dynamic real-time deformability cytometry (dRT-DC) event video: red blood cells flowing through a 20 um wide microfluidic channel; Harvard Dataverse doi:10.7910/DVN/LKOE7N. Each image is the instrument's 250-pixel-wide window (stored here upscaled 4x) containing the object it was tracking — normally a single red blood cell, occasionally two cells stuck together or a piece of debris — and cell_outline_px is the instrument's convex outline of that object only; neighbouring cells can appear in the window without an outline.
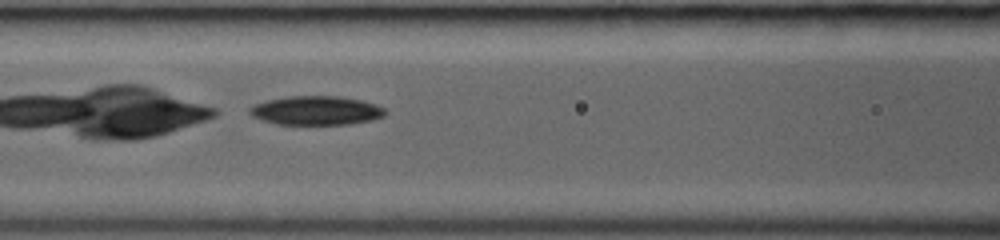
{"species": "common noctule bat (a hibernating species)", "species_latin": "Nyctalus noctula", "temperature_condition": "room temperature", "stored_images_in_passage": 39, "camera_frame_rate_fps": 3000, "um_per_image_px": 0.085, "animal": {"sex": "female", "body_mass_g": 19.0, "forearm_length_mm": 53.3}, "frame": {"image": 1, "passage_image": 18, "time_ms": 5.667, "image_size_px": [1000, 240], "cell_outline_px": [[388, 112], [384, 116], [372, 120], [348, 124], [276, 124], [252, 116], [248, 112], [248, 108], [256, 104], [268, 100], [288, 96], [340, 96], [360, 100], [376, 104], [384, 108]], "centroid_in_image_um": [26.9, 9.39], "position_along_channel_um": 139.7, "area_um2": 22.83}}
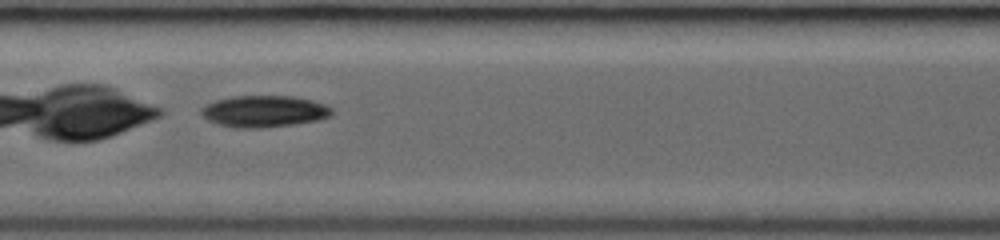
{"frame": {"image": 2, "passage_image": 21, "time_ms": 6.667, "image_size_px": [1000, 240], "cell_outline_px": [[332, 116], [320, 120], [292, 124], [260, 128], [236, 128], [216, 124], [208, 120], [200, 112], [200, 108], [204, 104], [216, 100], [232, 96], [292, 96], [312, 100], [324, 104], [332, 108]], "centroid_in_image_um": [22.43, 9.46], "position_along_channel_um": 185.0, "area_um2": 24.22}}
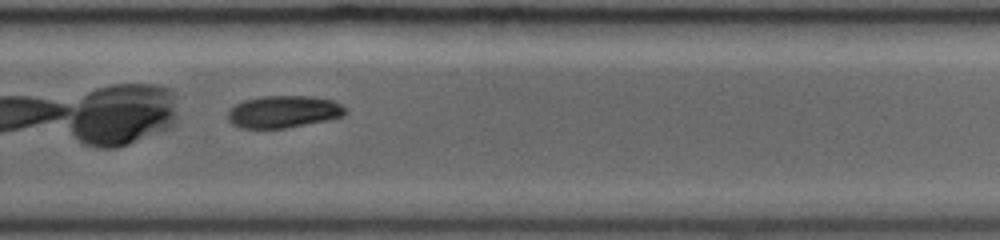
{"frame": {"image": 3, "passage_image": 29, "time_ms": 9.333, "image_size_px": [1000, 240], "cell_outline_px": [[348, 112], [344, 116], [332, 120], [284, 128], [240, 128], [232, 124], [228, 120], [228, 112], [236, 104], [244, 100], [260, 96], [312, 96], [332, 100], [348, 108]], "centroid_in_image_um": [24.16, 9.5], "position_along_channel_um": 305.6, "area_um2": 22.31}}